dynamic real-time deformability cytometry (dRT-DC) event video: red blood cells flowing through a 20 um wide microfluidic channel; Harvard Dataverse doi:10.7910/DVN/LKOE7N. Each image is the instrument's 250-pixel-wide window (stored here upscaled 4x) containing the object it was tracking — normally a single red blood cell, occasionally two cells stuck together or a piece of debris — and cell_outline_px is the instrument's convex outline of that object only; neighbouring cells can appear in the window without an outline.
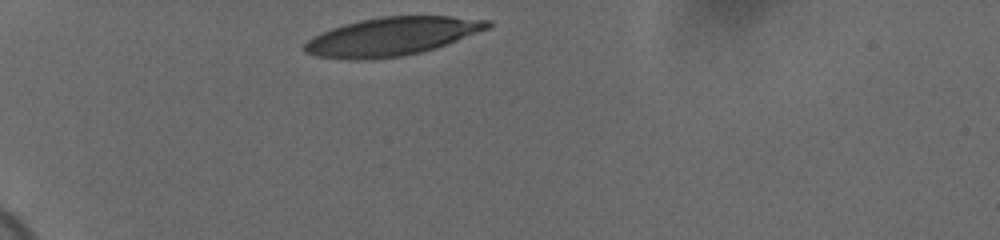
{"species": "human", "species_latin": "Homo sapiens", "temperature_condition": "cold", "stored_images_in_passage": 33, "camera_frame_rate_fps": 3000, "um_per_image_px": 0.085, "donor": {"sex": "female"}, "frame": {"image": 1, "passage_image": 1, "time_ms": 0.0, "image_size_px": [1000, 240], "cell_outline_px": [[492, 24], [488, 28], [436, 48], [404, 56], [364, 60], [348, 60], [316, 56], [304, 52], [304, 44], [312, 36], [332, 28], [344, 24], [360, 20], [380, 16], [452, 16], [492, 20]], "centroid_in_image_um": [33.28, 3.1], "position_along_channel_um": 51.7, "area_um2": 40.98}}
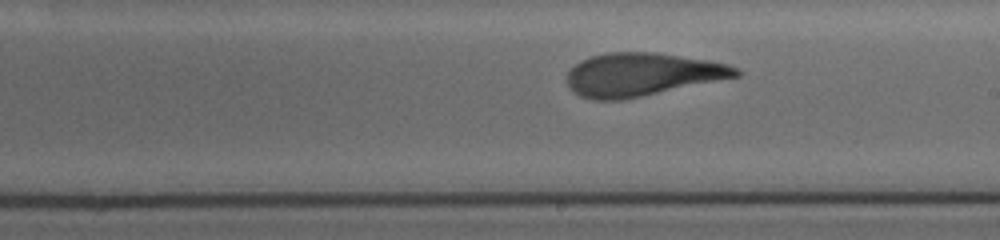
{"frame": {"image": 2, "passage_image": 19, "time_ms": 6.0, "image_size_px": [1000, 240], "cell_outline_px": [[740, 76], [620, 100], [592, 100], [580, 96], [572, 92], [568, 88], [568, 72], [580, 60], [592, 56], [608, 52], [652, 52], [704, 60], [728, 64], [736, 68], [740, 72]], "centroid_in_image_um": [54.51, 6.34], "position_along_channel_um": 234.5, "area_um2": 41.91}}
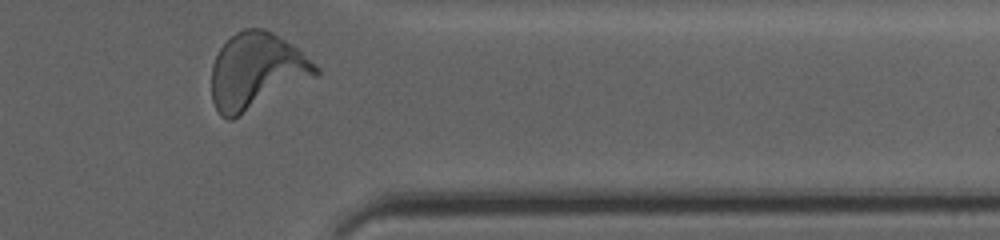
{"frame": {"image": 3, "passage_image": 32, "time_ms": 10.333, "image_size_px": [1000, 240], "cell_outline_px": [[320, 72], [316, 76], [232, 120], [228, 120], [220, 116], [212, 100], [212, 64], [220, 48], [236, 32], [244, 28], [264, 28], [272, 32], [292, 44], [320, 68]], "centroid_in_image_um": [21.78, 6.05], "position_along_channel_um": 389.6, "area_um2": 45.95}, "authors_computed_cell_mechanics": {"area_um2": 42.8298, "velocity_mm_per_s": 3.6708, "shape_relaxation_time_tau1_ms": 4.2209, "shape_relaxation_time_tau2_ms": 1.3403, "deformation_change_tau1": 0.205, "deformation_change_tau2": 0.0864}}